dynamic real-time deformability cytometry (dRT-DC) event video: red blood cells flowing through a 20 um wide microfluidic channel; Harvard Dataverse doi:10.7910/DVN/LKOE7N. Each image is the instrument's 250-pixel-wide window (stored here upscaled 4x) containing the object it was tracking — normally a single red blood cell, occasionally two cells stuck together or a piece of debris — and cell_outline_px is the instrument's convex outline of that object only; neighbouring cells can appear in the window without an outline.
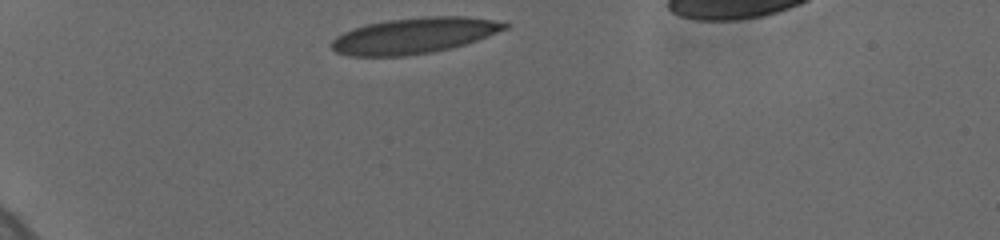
{"species": "human", "species_latin": "Homo sapiens", "temperature_condition": "cold", "stored_images_in_passage": 9, "camera_frame_rate_fps": 3000, "um_per_image_px": 0.085, "donor": {"sex": "female"}, "frame": {"image": 1, "passage_image": 1, "time_ms": 0.0, "image_size_px": [1000, 240], "cell_outline_px": [[512, 24], [508, 28], [476, 40], [464, 44], [432, 52], [404, 56], [348, 56], [336, 52], [332, 48], [332, 40], [336, 36], [352, 28], [368, 24], [388, 20], [424, 16], [468, 16], [492, 20]], "centroid_in_image_um": [35.19, 3.02], "position_along_channel_um": 49.8, "area_um2": 36.01}}
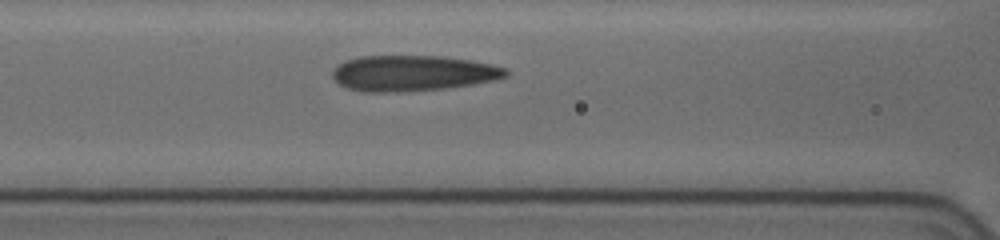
{"frame": {"image": 2, "passage_image": 6, "time_ms": 3.333, "image_size_px": [1000, 240], "cell_outline_px": [[508, 76], [492, 80], [472, 84], [444, 88], [384, 92], [368, 92], [348, 88], [340, 84], [332, 76], [332, 68], [348, 60], [360, 56], [444, 56], [472, 60], [492, 64], [504, 68], [508, 72]], "centroid_in_image_um": [35.09, 6.2], "position_along_channel_um": 131.5, "area_um2": 35.66}}
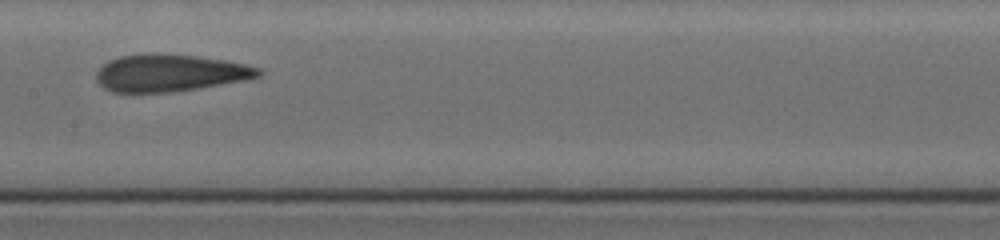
{"frame": {"image": 3, "passage_image": 8, "time_ms": 5.0, "image_size_px": [1000, 240], "cell_outline_px": [[264, 72], [260, 76], [244, 80], [172, 92], [112, 92], [104, 88], [96, 80], [96, 72], [100, 64], [108, 60], [120, 56], [148, 52], [156, 52], [196, 56], [224, 60], [244, 64], [260, 68]], "centroid_in_image_um": [14.39, 6.18], "position_along_channel_um": 193.0, "area_um2": 35.37}}